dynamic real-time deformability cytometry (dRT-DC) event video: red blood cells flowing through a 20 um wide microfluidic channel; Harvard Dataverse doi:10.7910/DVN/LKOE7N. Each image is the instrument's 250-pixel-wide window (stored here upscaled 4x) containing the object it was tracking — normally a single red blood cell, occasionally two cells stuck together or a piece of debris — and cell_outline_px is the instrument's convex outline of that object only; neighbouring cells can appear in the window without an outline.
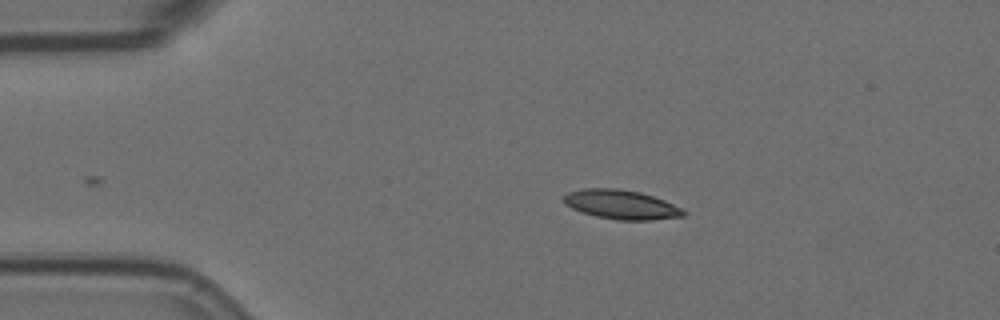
{"species": "Egyptian fruit bat (a non-hibernating species)", "species_latin": "Rousettus aegyptiacus", "temperature_condition": "room temperature", "stored_images_in_passage": 5, "camera_frame_rate_fps": 3000, "um_per_image_px": 0.085, "animal": {"sex": "female"}, "frame": {"image": 1, "passage_image": 5, "time_ms": 1.333, "image_size_px": [1000, 320], "cell_outline_px": [[688, 212], [684, 216], [652, 220], [616, 220], [596, 216], [572, 208], [564, 204], [564, 196], [568, 192], [584, 188], [616, 188], [640, 192], [664, 200]], "centroid_in_image_um": [52.81, 17.39], "position_along_channel_um": 32.2, "area_um2": 20.29}}